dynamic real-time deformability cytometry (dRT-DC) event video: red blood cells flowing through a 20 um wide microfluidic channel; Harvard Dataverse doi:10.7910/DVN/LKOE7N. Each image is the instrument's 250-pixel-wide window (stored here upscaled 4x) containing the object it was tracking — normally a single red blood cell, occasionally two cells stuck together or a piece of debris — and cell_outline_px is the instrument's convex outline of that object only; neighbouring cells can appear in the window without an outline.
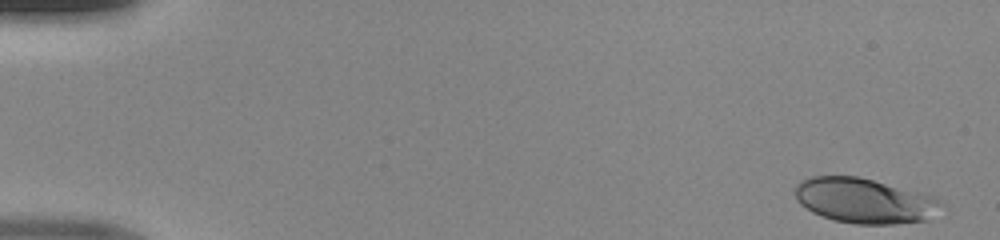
{"species": "human", "species_latin": "Homo sapiens", "temperature_condition": "room temperature", "stored_images_in_passage": 48, "camera_frame_rate_fps": 3000, "um_per_image_px": 0.085, "donor": {"sex": "male"}, "frame": {"image": 1, "passage_image": 1, "time_ms": 0.0, "image_size_px": [1000, 240], "cell_outline_px": [[944, 204], [928, 220], [896, 224], [856, 224], [832, 220], [812, 212], [800, 204], [796, 200], [796, 184], [800, 180], [812, 176], [856, 176], [924, 192], [936, 196]], "centroid_in_image_um": [73.5, 17.06], "position_along_channel_um": 11.5, "area_um2": 38.73}}
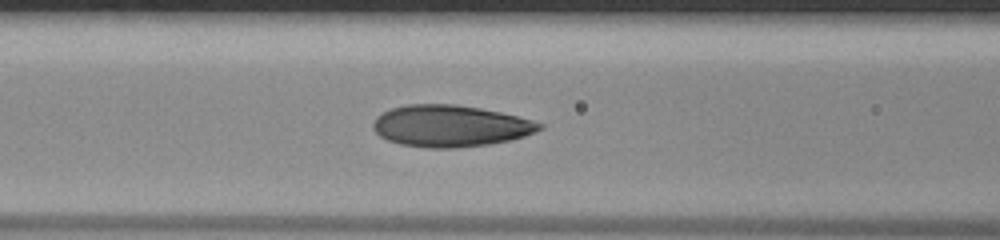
{"frame": {"image": 2, "passage_image": 20, "time_ms": 6.333, "image_size_px": [1000, 240], "cell_outline_px": [[544, 128], [536, 132], [512, 140], [488, 144], [456, 148], [428, 148], [400, 144], [388, 140], [380, 136], [372, 128], [372, 124], [376, 116], [392, 108], [408, 104], [456, 104], [480, 108], [500, 112], [532, 120], [544, 124]], "centroid_in_image_um": [38.28, 10.71], "position_along_channel_um": 128.3, "area_um2": 40.46}}
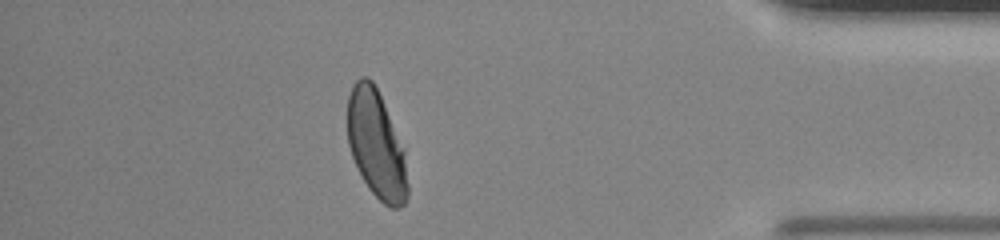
{"frame": {"image": 3, "passage_image": 42, "time_ms": 13.667, "image_size_px": [1000, 240], "cell_outline_px": [[408, 196], [404, 204], [400, 208], [392, 208], [384, 204], [368, 188], [352, 156], [348, 144], [348, 96], [352, 84], [360, 76], [368, 76], [372, 80], [380, 96], [404, 148], [408, 184]], "centroid_in_image_um": [31.99, 12.29], "position_along_channel_um": 403.2, "area_um2": 37.63}}